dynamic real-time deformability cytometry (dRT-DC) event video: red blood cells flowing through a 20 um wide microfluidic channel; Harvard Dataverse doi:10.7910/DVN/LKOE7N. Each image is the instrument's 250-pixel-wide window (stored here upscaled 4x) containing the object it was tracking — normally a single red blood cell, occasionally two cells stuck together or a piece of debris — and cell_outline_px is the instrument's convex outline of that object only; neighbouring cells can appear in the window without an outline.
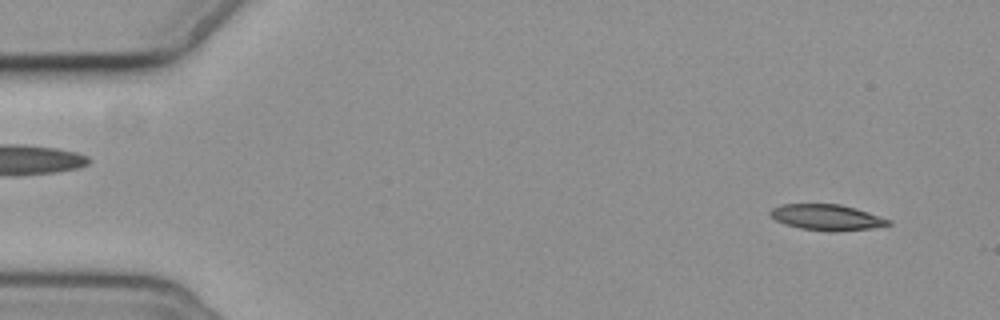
{"species": "common noctule bat (a hibernating species)", "species_latin": "Nyctalus noctula", "temperature_condition": "cold", "stored_images_in_passage": 7, "camera_frame_rate_fps": 3000, "um_per_image_px": 0.085, "animal": {"sex": "female", "body_mass_g": 19.3, "forearm_length_mm": 54.1}, "frame": {"image": 1, "passage_image": 1, "time_ms": 0.0, "image_size_px": [1000, 320], "cell_outline_px": [[892, 224], [872, 228], [836, 232], [832, 232], [800, 228], [776, 220], [768, 212], [772, 208], [784, 204], [840, 204], [856, 208], [892, 220]], "centroid_in_image_um": [70.33, 18.47], "position_along_channel_um": 14.7, "area_um2": 17.74}}
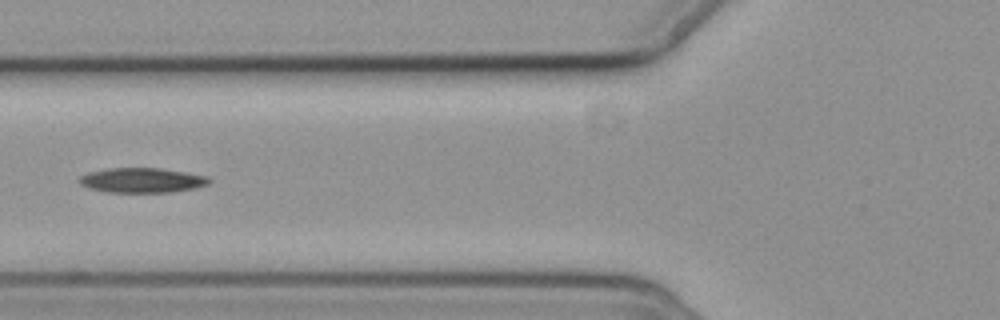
{"frame": {"image": 2, "passage_image": 6, "time_ms": 6.0, "image_size_px": [1000, 320], "cell_outline_px": [[212, 180], [208, 184], [192, 188], [172, 192], [108, 192], [88, 188], [80, 184], [80, 176], [88, 172], [108, 168], [160, 168], [208, 176]], "centroid_in_image_um": [12.06, 15.32], "position_along_channel_um": 113.7, "area_um2": 18.67}}
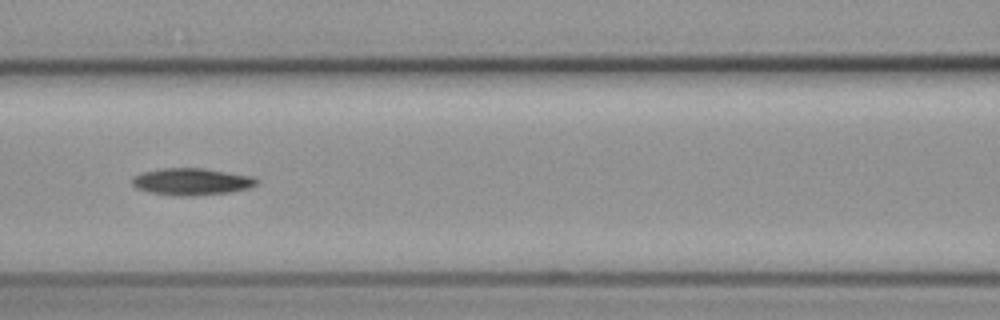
{"frame": {"image": 3, "passage_image": 7, "time_ms": 7.0, "image_size_px": [1000, 320], "cell_outline_px": [[256, 184], [248, 188], [228, 192], [192, 196], [180, 196], [148, 192], [136, 188], [132, 184], [132, 180], [136, 176], [144, 172], [164, 168], [204, 168], [252, 176], [256, 180]], "centroid_in_image_um": [16.27, 15.44], "position_along_channel_um": 150.3, "area_um2": 19.25}}